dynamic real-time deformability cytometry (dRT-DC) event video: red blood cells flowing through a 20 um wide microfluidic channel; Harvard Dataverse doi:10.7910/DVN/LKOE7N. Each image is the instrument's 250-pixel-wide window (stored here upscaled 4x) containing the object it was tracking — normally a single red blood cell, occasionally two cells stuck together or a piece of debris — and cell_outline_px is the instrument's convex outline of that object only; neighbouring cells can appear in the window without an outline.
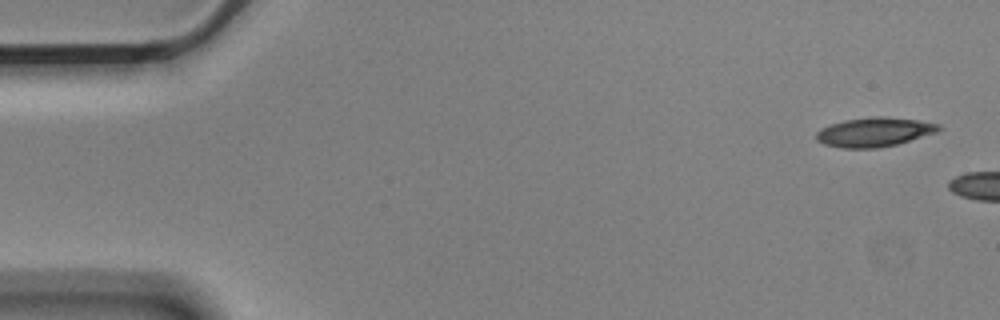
{"species": "Egyptian fruit bat (a non-hibernating species)", "species_latin": "Rousettus aegyptiacus", "temperature_condition": "cold", "stored_images_in_passage": 3, "camera_frame_rate_fps": 3000, "um_per_image_px": 0.085, "animal": {"sex": "male"}, "frame": {"image": 1, "passage_image": 1, "time_ms": 0.0, "image_size_px": [1000, 320], "cell_outline_px": [[944, 128], [936, 132], [896, 144], [876, 148], [840, 148], [824, 144], [816, 140], [816, 132], [820, 128], [844, 120], [872, 116], [888, 116], [916, 120], [940, 124]], "centroid_in_image_um": [74.3, 11.22], "position_along_channel_um": 10.7, "area_um2": 20.87}}